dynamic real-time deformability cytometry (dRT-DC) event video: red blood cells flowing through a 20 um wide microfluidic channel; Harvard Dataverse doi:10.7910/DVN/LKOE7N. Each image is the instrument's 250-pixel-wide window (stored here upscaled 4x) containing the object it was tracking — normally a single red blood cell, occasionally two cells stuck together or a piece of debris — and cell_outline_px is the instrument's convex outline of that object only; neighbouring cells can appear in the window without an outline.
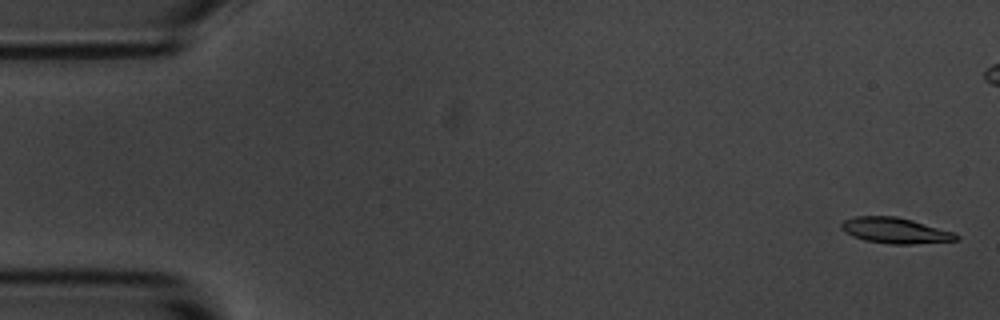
{"species": "common noctule bat (a hibernating species)", "species_latin": "Nyctalus noctula", "temperature_condition": "room temperature", "stored_images_in_passage": 5, "camera_frame_rate_fps": 3000, "um_per_image_px": 0.085, "animal": {"sex": "male", "body_mass_g": 20.1, "forearm_length_mm": 53.5}, "frame": {"image": 1, "passage_image": 1, "time_ms": 0.0, "image_size_px": [1000, 320], "cell_outline_px": [[960, 240], [912, 244], [888, 244], [864, 240], [852, 236], [844, 232], [840, 228], [840, 224], [844, 220], [856, 216], [896, 216], [912, 220], [956, 232], [960, 236]], "centroid_in_image_um": [76.11, 19.6], "position_along_channel_um": 8.9, "area_um2": 17.46}}